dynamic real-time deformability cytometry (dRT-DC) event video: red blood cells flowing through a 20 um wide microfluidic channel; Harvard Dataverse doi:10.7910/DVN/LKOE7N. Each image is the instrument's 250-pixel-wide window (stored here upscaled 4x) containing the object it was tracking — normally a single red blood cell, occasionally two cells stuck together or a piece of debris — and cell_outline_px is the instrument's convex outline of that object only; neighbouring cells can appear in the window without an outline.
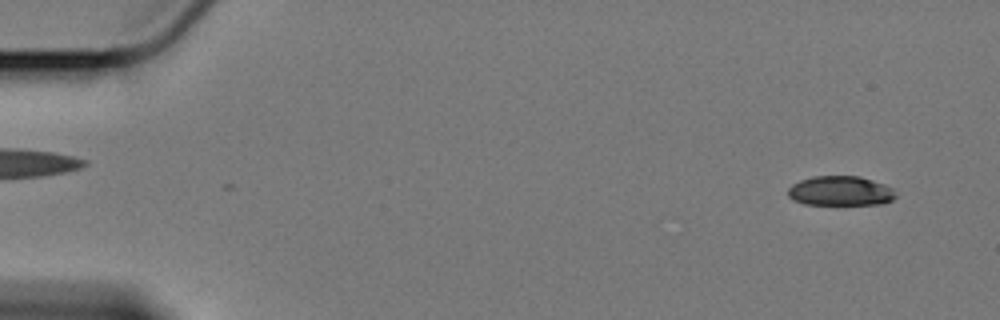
{"species": "Egyptian fruit bat (a non-hibernating species)", "species_latin": "Rousettus aegyptiacus", "temperature_condition": "cold", "stored_images_in_passage": 60, "camera_frame_rate_fps": 3000, "um_per_image_px": 0.085, "animal": {"sex": "female"}, "frame": {"image": 1, "passage_image": 4, "time_ms": 1.0, "image_size_px": [1000, 320], "cell_outline_px": [[896, 196], [892, 200], [884, 204], [804, 204], [792, 200], [788, 196], [788, 188], [792, 184], [800, 180], [812, 176], [860, 176], [884, 184], [892, 188]], "centroid_in_image_um": [71.41, 16.23], "position_along_channel_um": 13.6, "area_um2": 18.67}}
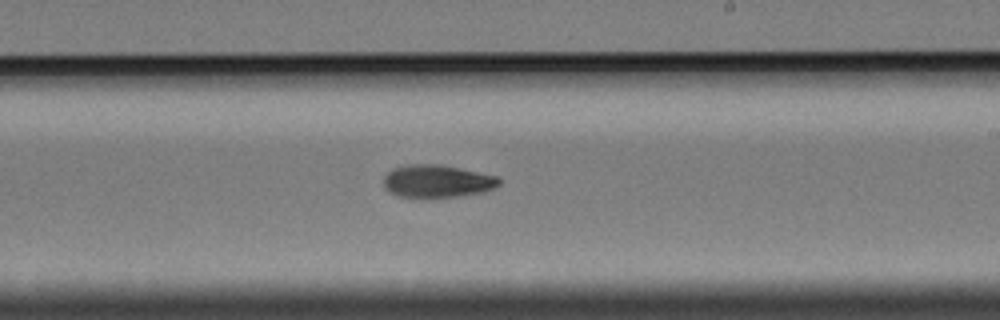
{"frame": {"image": 2, "passage_image": 36, "time_ms": 11.667, "image_size_px": [1000, 320], "cell_outline_px": [[500, 184], [492, 188], [480, 192], [432, 200], [424, 200], [396, 196], [384, 188], [384, 176], [392, 168], [408, 164], [440, 164], [460, 168], [496, 176], [500, 180]], "centroid_in_image_um": [37.07, 15.43], "position_along_channel_um": 251.9, "area_um2": 22.54}}
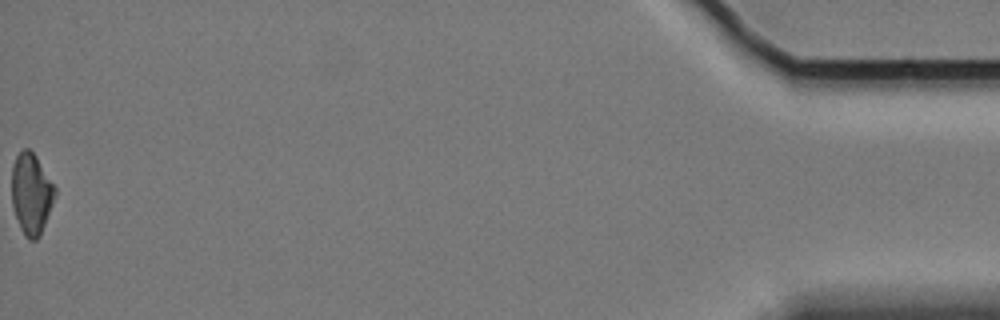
{"frame": {"image": 3, "passage_image": 60, "time_ms": 19.667, "image_size_px": [1000, 320], "cell_outline_px": [[56, 196], [40, 236], [36, 240], [28, 240], [24, 236], [20, 228], [12, 204], [12, 164], [16, 156], [24, 148], [28, 148], [36, 156], [56, 188]], "centroid_in_image_um": [2.66, 16.48], "position_along_channel_um": 432.5, "area_um2": 20.46}, "authors_computed_cell_mechanics": {"area_um2": 21.3282, "velocity_mm_per_s": 3.41, "shape_relaxation_time_tau1_ms": 7.4463, "shape_relaxation_time_tau2_ms": null, "deformation_change_tau1": 0.1615, "deformation_change_tau2": null}}